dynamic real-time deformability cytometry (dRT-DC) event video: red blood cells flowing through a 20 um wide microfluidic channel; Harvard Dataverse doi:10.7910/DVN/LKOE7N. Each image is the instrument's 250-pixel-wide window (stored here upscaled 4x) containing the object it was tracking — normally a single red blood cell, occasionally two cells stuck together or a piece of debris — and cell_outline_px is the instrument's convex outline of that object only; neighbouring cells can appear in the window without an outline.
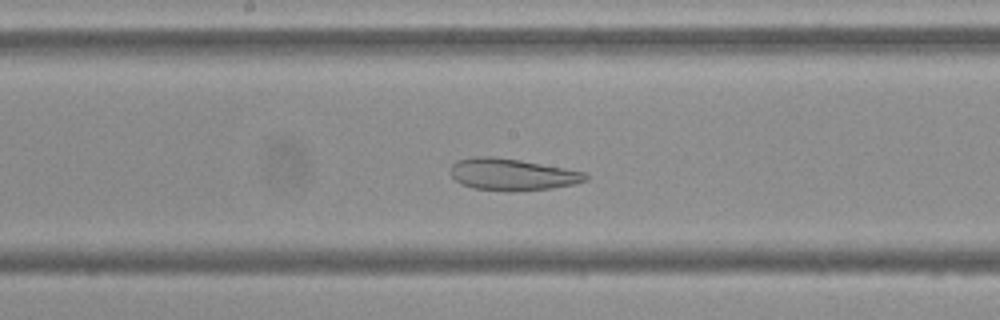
{"species": "Egyptian fruit bat (a non-hibernating species)", "species_latin": "Rousettus aegyptiacus", "temperature_condition": "cold", "stored_images_in_passage": 52, "camera_frame_rate_fps": 3000, "um_per_image_px": 0.085, "frame": {"image": 1, "passage_image": 26, "time_ms": 8.333, "image_size_px": [1000, 320], "cell_outline_px": [[588, 180], [576, 184], [552, 188], [508, 192], [472, 188], [460, 184], [452, 176], [452, 164], [456, 160], [472, 156], [492, 156], [520, 160], [564, 168], [584, 172], [588, 176]], "centroid_in_image_um": [43.52, 14.83], "position_along_channel_um": 204.7, "area_um2": 25.2}}
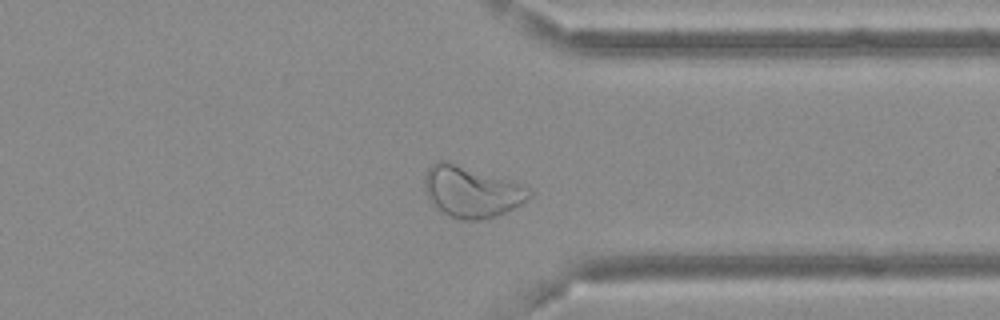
{"frame": {"image": 2, "passage_image": 40, "time_ms": 13.0, "image_size_px": [1000, 320], "cell_outline_px": [[532, 196], [520, 204], [496, 216], [476, 220], [460, 220], [444, 212], [428, 196], [424, 188], [424, 176], [428, 168], [436, 160], [444, 160], [508, 180], [520, 184], [528, 188], [532, 192]], "centroid_in_image_um": [40.07, 16.28], "position_along_channel_um": 371.3, "area_um2": 30.46}}
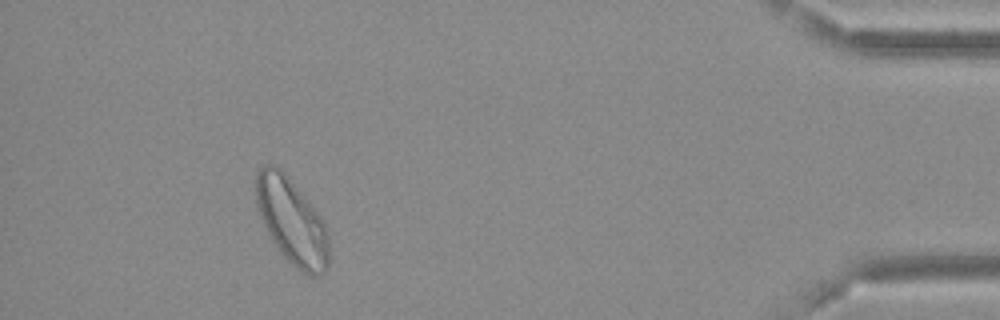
{"frame": {"image": 3, "passage_image": 48, "time_ms": 15.667, "image_size_px": [1000, 320], "cell_outline_px": [[328, 268], [320, 276], [308, 276], [300, 272], [280, 252], [268, 232], [264, 224], [256, 204], [256, 172], [264, 164], [276, 164], [280, 168], [308, 200], [320, 216], [328, 232]], "centroid_in_image_um": [24.81, 18.82], "position_along_channel_um": 410.4, "area_um2": 36.36}}